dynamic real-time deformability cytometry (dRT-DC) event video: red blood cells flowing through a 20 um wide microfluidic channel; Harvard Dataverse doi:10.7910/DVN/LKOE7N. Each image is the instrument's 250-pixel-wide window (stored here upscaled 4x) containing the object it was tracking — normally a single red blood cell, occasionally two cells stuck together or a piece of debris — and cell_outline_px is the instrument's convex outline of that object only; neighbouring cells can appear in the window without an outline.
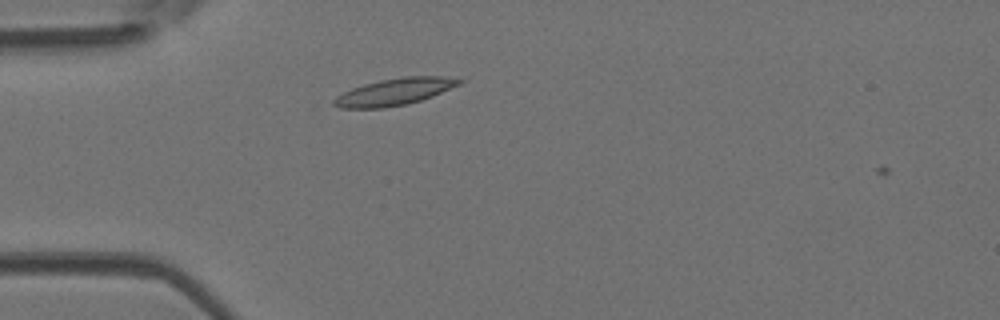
{"species": "Egyptian fruit bat (a non-hibernating species)", "species_latin": "Rousettus aegyptiacus", "temperature_condition": "room temperature", "stored_images_in_passage": 5, "camera_frame_rate_fps": 3000, "um_per_image_px": 0.085, "animal": {"sex": "female"}, "frame": {"image": 1, "passage_image": 4, "time_ms": 1.0, "image_size_px": [1000, 320], "cell_outline_px": [[464, 80], [460, 84], [432, 96], [408, 104], [384, 108], [340, 108], [332, 104], [332, 100], [336, 96], [352, 88], [364, 84], [380, 80], [404, 76], [444, 76]], "centroid_in_image_um": [33.51, 7.8], "position_along_channel_um": 51.5, "area_um2": 19.59}}